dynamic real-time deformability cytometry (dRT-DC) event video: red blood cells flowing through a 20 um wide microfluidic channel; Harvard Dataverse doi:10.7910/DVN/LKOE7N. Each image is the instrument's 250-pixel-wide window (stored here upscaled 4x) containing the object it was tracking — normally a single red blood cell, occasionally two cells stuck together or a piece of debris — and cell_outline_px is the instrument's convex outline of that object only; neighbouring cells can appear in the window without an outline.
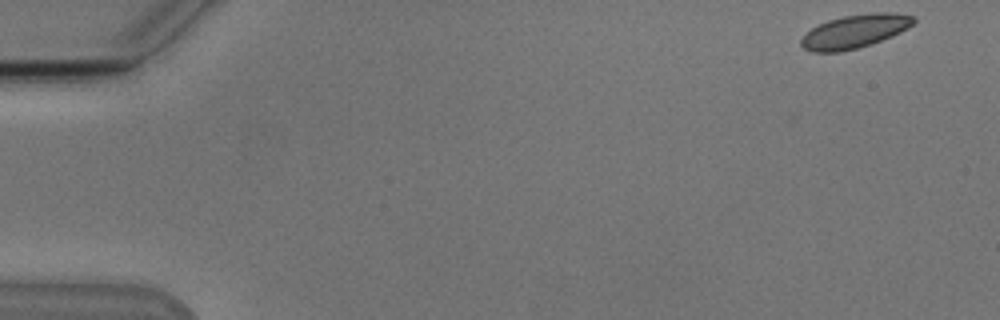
{"species": "Egyptian fruit bat (a non-hibernating species)", "species_latin": "Rousettus aegyptiacus", "temperature_condition": "cold", "stored_images_in_passage": 53, "camera_frame_rate_fps": 3000, "um_per_image_px": 0.085, "animal": {"sex": "male"}, "frame": {"image": 1, "passage_image": 1, "time_ms": 0.0, "image_size_px": [1000, 320], "cell_outline_px": [[916, 20], [908, 28], [892, 36], [856, 48], [840, 52], [812, 52], [804, 48], [800, 44], [800, 40], [812, 28], [828, 20], [844, 16], [872, 12], [892, 12], [916, 16]], "centroid_in_image_um": [72.68, 2.65], "position_along_channel_um": 12.3, "area_um2": 21.73}}
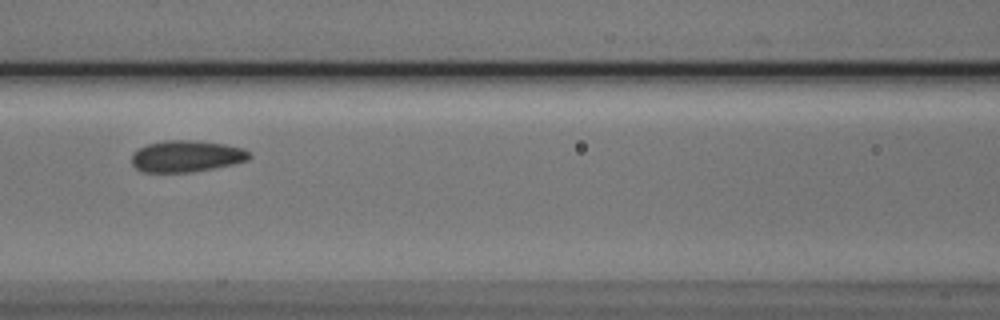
{"frame": {"image": 2, "passage_image": 23, "time_ms": 7.333, "image_size_px": [1000, 320], "cell_outline_px": [[252, 156], [248, 160], [232, 164], [192, 172], [144, 172], [136, 168], [132, 164], [132, 152], [148, 144], [164, 140], [192, 140], [224, 144], [244, 148]], "centroid_in_image_um": [15.84, 13.27], "position_along_channel_um": 150.8, "area_um2": 21.56}}
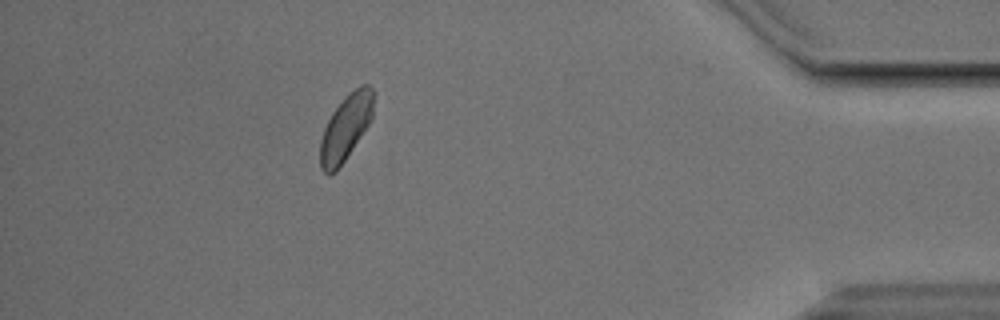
{"frame": {"image": 3, "passage_image": 47, "time_ms": 15.333, "image_size_px": [1000, 320], "cell_outline_px": [[372, 116], [368, 124], [336, 172], [328, 176], [320, 168], [320, 140], [324, 128], [332, 112], [348, 92], [360, 84], [368, 84], [372, 88]], "centroid_in_image_um": [29.34, 10.84], "position_along_channel_um": 405.9, "area_um2": 20.11}, "authors_computed_cell_mechanics": {"area_um2": 21.5594, "velocity_mm_per_s": 3.771, "shape_relaxation_time_tau1_ms": 6.5198, "shape_relaxation_time_tau2_ms": 1.5481, "deformation_change_tau1": 0.1362, "deformation_change_tau2": 0.0637}}